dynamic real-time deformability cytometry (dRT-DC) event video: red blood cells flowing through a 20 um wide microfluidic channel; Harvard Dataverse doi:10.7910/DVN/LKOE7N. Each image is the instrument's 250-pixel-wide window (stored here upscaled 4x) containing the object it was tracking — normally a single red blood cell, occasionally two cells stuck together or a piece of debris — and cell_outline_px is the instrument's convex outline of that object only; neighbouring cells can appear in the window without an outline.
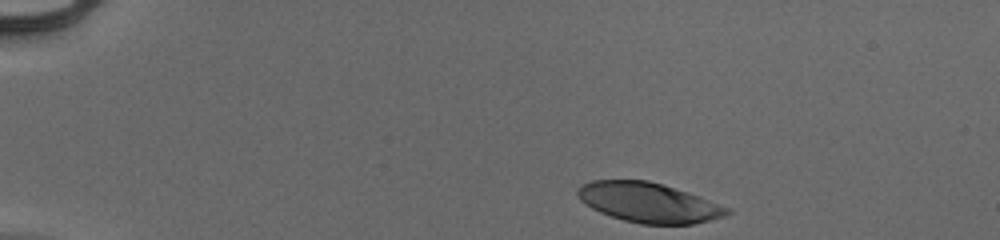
{"species": "human", "species_latin": "Homo sapiens", "temperature_condition": "cold", "stored_images_in_passage": 38, "camera_frame_rate_fps": 3000, "um_per_image_px": 0.085, "donor": {"sex": "male"}, "frame": {"image": 1, "passage_image": 1, "time_ms": 0.0, "image_size_px": [1000, 240], "cell_outline_px": [[732, 212], [724, 216], [692, 224], [640, 224], [624, 220], [600, 212], [592, 208], [580, 200], [576, 192], [580, 184], [592, 180], [648, 180], [664, 184], [732, 208]], "centroid_in_image_um": [55.13, 17.21], "position_along_channel_um": 29.9, "area_um2": 34.62}}
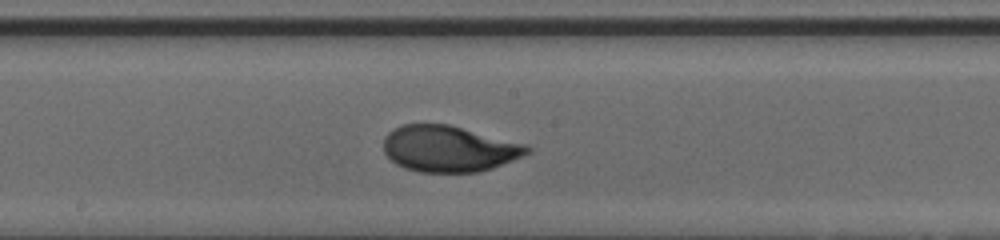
{"frame": {"image": 2, "passage_image": 22, "time_ms": 7.0, "image_size_px": [1000, 240], "cell_outline_px": [[532, 152], [492, 168], [476, 172], [420, 172], [404, 168], [396, 164], [384, 152], [384, 136], [392, 128], [404, 124], [448, 124], [528, 144], [532, 148]], "centroid_in_image_um": [38.17, 12.63], "position_along_channel_um": 210.0, "area_um2": 38.78}}
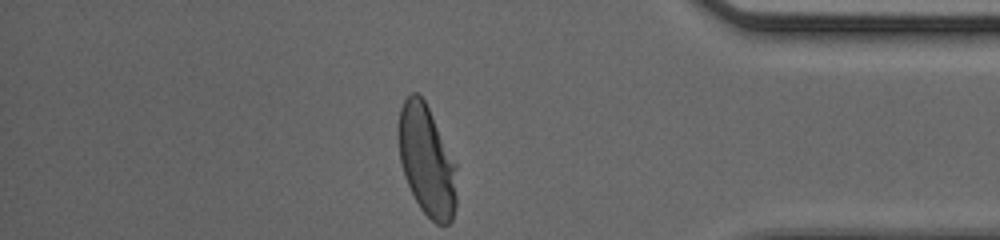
{"frame": {"image": 3, "passage_image": 38, "time_ms": 12.333, "image_size_px": [1000, 240], "cell_outline_px": [[456, 208], [452, 220], [448, 224], [436, 224], [420, 208], [404, 176], [400, 160], [396, 132], [400, 108], [404, 100], [412, 92], [416, 92], [424, 100], [456, 164]], "centroid_in_image_um": [36.25, 13.65], "position_along_channel_um": 398.9, "area_um2": 37.51}, "authors_computed_cell_mechanics": {"area_um2": 38.2925, "velocity_mm_per_s": 3.9303, "shape_relaxation_time_tau1_ms": 2.9944, "shape_relaxation_time_tau2_ms": null, "deformation_change_tau1": 0.184, "deformation_change_tau2": null}}